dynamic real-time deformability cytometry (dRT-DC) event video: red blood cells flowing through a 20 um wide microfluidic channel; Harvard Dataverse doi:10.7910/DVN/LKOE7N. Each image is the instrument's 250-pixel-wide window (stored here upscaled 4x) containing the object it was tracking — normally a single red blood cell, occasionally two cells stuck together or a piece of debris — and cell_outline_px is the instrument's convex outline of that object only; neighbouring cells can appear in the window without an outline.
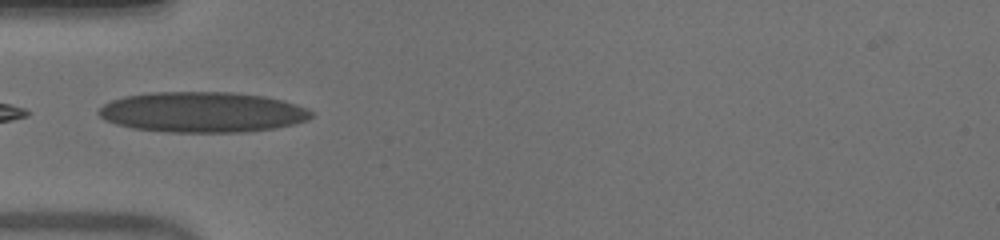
{"species": "human", "species_latin": "Homo sapiens", "temperature_condition": "warm", "stored_images_in_passage": 39, "camera_frame_rate_fps": 3000, "um_per_image_px": 0.085, "donor": {"sex": "male"}, "frame": {"image": 1, "passage_image": 4, "time_ms": 1.0, "image_size_px": [1000, 240], "cell_outline_px": [[312, 116], [308, 120], [276, 128], [244, 132], [168, 132], [132, 128], [116, 124], [104, 120], [96, 112], [104, 104], [112, 100], [124, 96], [148, 92], [232, 92], [264, 96], [284, 100], [308, 108], [312, 112]], "centroid_in_image_um": [17.2, 9.53], "position_along_channel_um": 67.8, "area_um2": 50.4}}
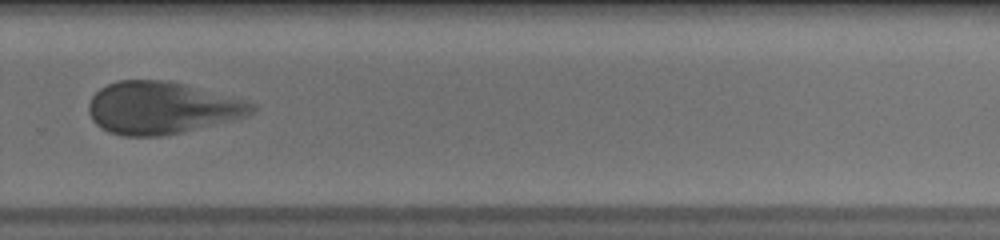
{"frame": {"image": 2, "passage_image": 23, "time_ms": 7.333, "image_size_px": [1000, 240], "cell_outline_px": [[256, 108], [252, 112], [244, 116], [184, 132], [164, 136], [124, 136], [108, 132], [100, 128], [92, 120], [88, 112], [88, 104], [92, 96], [100, 88], [108, 84], [120, 80], [164, 80], [184, 84], [244, 100], [256, 104]], "centroid_in_image_um": [13.68, 9.18], "position_along_channel_um": 316.1, "area_um2": 49.42}}
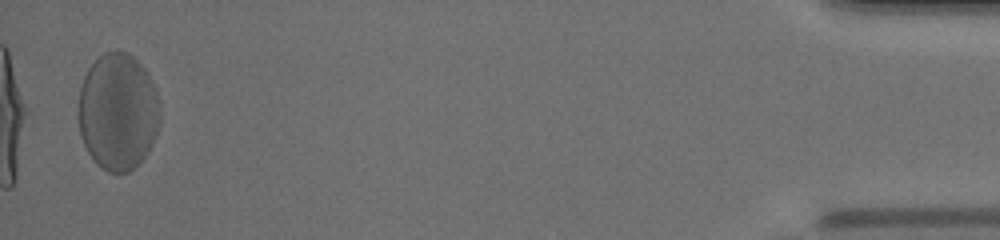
{"frame": {"image": 3, "passage_image": 38, "time_ms": 12.333, "image_size_px": [1000, 240], "cell_outline_px": [[160, 120], [152, 144], [148, 152], [128, 172], [108, 172], [96, 164], [88, 152], [80, 136], [80, 88], [84, 76], [88, 68], [104, 52], [116, 48], [128, 52], [144, 68], [152, 80], [156, 88], [160, 104]], "centroid_in_image_um": [10.04, 9.46], "position_along_channel_um": 425.2, "area_um2": 55.72}, "authors_computed_cell_mechanics": {"area_um2": 49.3612, "velocity_mm_per_s": 3.9252, "shape_relaxation_time_tau1_ms": 4.9188, "shape_relaxation_time_tau2_ms": null, "deformation_change_tau1": 0.2042, "deformation_change_tau2": null}}